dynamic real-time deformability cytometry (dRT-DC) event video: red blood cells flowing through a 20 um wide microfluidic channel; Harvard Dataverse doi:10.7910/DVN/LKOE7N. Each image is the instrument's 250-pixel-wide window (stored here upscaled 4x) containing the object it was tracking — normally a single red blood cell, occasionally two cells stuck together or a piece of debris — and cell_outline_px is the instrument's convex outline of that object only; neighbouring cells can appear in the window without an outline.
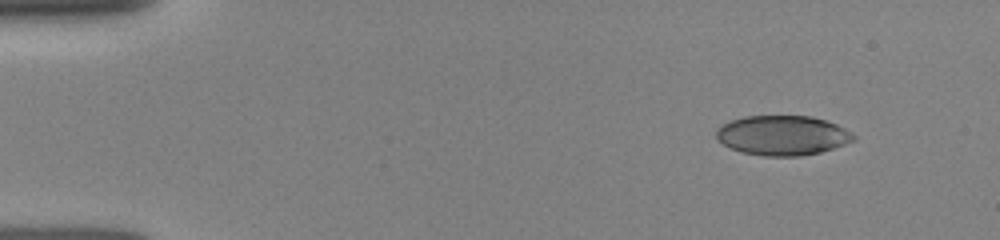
{"species": "human", "species_latin": "Homo sapiens", "temperature_condition": "room temperature", "stored_images_in_passage": 11, "camera_frame_rate_fps": 3000, "um_per_image_px": 0.085, "donor": {"sex": "female"}, "frame": {"image": 1, "passage_image": 1, "time_ms": 0.0, "image_size_px": [1000, 240], "cell_outline_px": [[856, 140], [820, 152], [800, 156], [764, 156], [740, 152], [724, 144], [716, 136], [716, 132], [720, 124], [744, 116], [812, 116], [836, 124], [852, 132], [856, 136]], "centroid_in_image_um": [66.52, 11.5], "position_along_channel_um": 18.5, "area_um2": 31.73}}
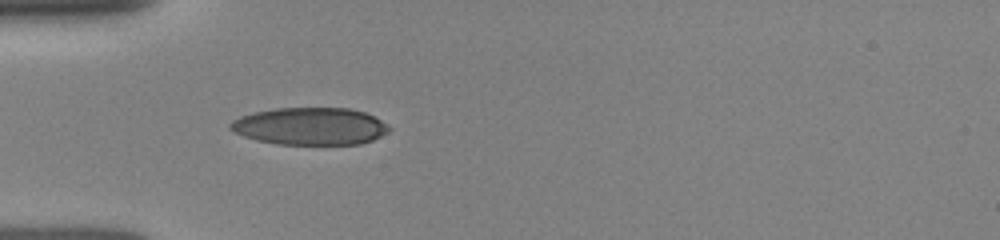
{"frame": {"image": 2, "passage_image": 7, "time_ms": 3.333, "image_size_px": [1000, 240], "cell_outline_px": [[392, 128], [388, 132], [372, 140], [360, 144], [276, 144], [256, 140], [244, 136], [228, 128], [228, 124], [232, 120], [240, 116], [252, 112], [276, 108], [348, 108], [364, 112], [388, 124]], "centroid_in_image_um": [26.34, 10.73], "position_along_channel_um": 58.7, "area_um2": 34.62}}
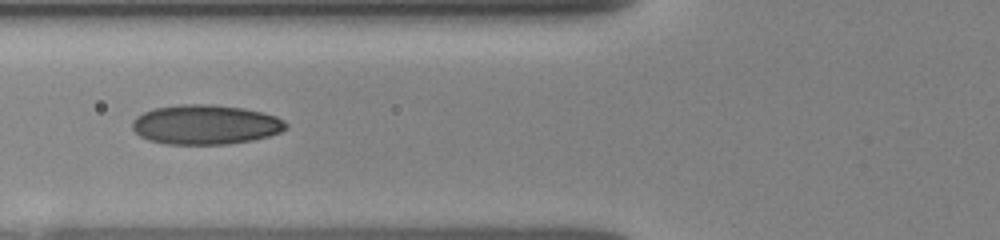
{"frame": {"image": 3, "passage_image": 10, "time_ms": 4.667, "image_size_px": [1000, 240], "cell_outline_px": [[288, 128], [280, 132], [268, 136], [252, 140], [228, 144], [164, 144], [148, 140], [140, 136], [132, 128], [132, 120], [136, 116], [152, 108], [176, 104], [212, 104], [244, 108], [276, 116], [284, 120], [288, 124]], "centroid_in_image_um": [17.45, 10.58], "position_along_channel_um": 108.4, "area_um2": 35.78}}